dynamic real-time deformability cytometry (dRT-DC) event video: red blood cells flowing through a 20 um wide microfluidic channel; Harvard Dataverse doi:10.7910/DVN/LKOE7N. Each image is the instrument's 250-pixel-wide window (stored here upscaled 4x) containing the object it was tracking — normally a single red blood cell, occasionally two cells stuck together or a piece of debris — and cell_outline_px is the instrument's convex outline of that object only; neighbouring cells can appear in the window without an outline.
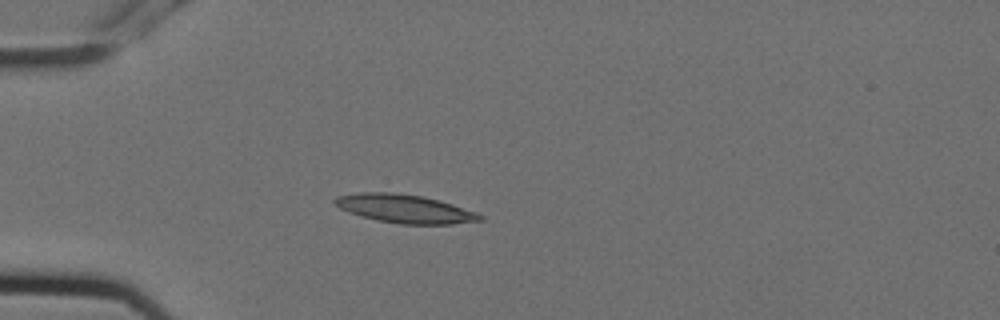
{"species": "Egyptian fruit bat (a non-hibernating species)", "species_latin": "Rousettus aegyptiacus", "temperature_condition": "cold", "stored_images_in_passage": 4, "camera_frame_rate_fps": 3000, "um_per_image_px": 0.085, "animal": {"sex": "female"}, "frame": {"image": 1, "passage_image": 4, "time_ms": 1.0, "image_size_px": [1000, 320], "cell_outline_px": [[484, 220], [452, 224], [400, 224], [360, 216], [348, 212], [340, 208], [332, 200], [336, 196], [360, 192], [392, 192], [420, 196], [440, 200], [476, 212], [484, 216]], "centroid_in_image_um": [34.41, 17.74], "position_along_channel_um": 50.6, "area_um2": 23.99}}